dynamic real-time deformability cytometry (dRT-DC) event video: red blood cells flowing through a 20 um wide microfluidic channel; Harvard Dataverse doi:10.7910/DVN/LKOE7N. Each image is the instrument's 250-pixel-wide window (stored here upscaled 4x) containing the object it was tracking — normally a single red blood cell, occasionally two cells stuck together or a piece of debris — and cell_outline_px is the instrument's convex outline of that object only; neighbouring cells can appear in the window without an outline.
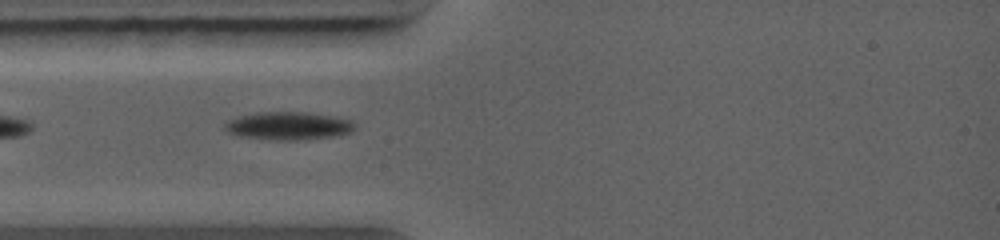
{"species": "common noctule bat (a hibernating species)", "species_latin": "Nyctalus noctula", "temperature_condition": "warm", "stored_images_in_passage": 16, "camera_frame_rate_fps": 5000, "um_per_image_px": 0.085, "animal": {"sex": "female", "body_mass_g": 19.0, "forearm_length_mm": 56.7}, "frame": {"image": 1, "passage_image": 1, "time_ms": 0.0, "image_size_px": [1000, 240], "cell_outline_px": [[356, 128], [352, 132], [336, 136], [292, 140], [268, 140], [240, 136], [228, 132], [224, 128], [224, 124], [228, 120], [236, 116], [256, 112], [308, 112], [336, 116], [352, 120]], "centroid_in_image_um": [24.51, 10.69], "position_along_channel_um": 60.5, "area_um2": 21.5}}
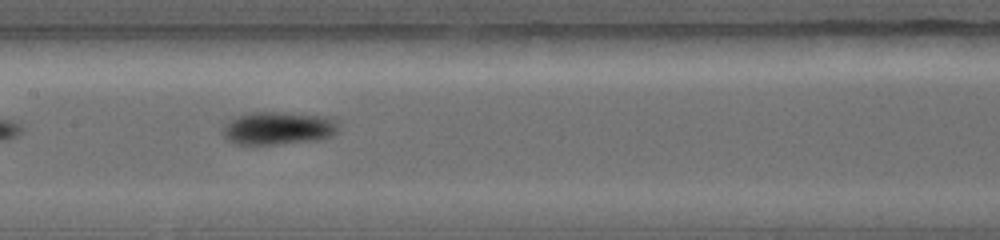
{"frame": {"image": 2, "passage_image": 10, "time_ms": 2.6, "image_size_px": [1000, 240], "cell_outline_px": [[340, 128], [332, 136], [320, 140], [276, 144], [232, 144], [224, 136], [220, 128], [228, 120], [244, 112], [284, 112], [328, 116], [336, 120]], "centroid_in_image_um": [23.63, 10.88], "position_along_channel_um": 183.8, "area_um2": 22.83}}